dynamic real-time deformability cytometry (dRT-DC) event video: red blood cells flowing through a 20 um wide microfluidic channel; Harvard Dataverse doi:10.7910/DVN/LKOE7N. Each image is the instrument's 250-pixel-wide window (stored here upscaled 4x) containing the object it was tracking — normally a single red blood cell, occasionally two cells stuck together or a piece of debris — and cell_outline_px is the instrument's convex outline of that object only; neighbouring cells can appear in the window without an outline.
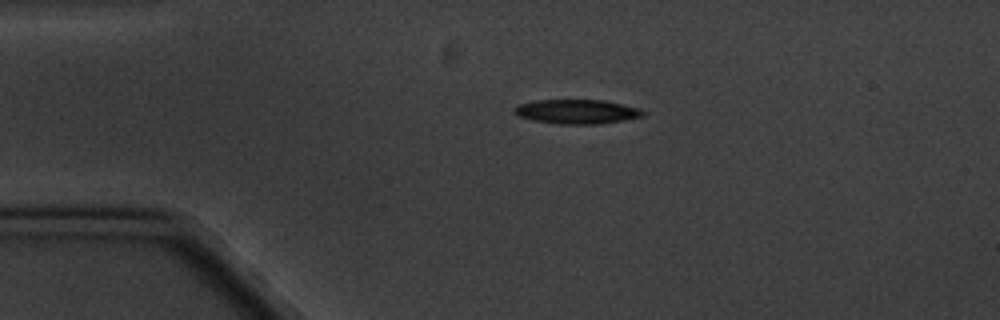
{"species": "common noctule bat (a hibernating species)", "species_latin": "Nyctalus noctula", "temperature_condition": "cold", "stored_images_in_passage": 2, "camera_frame_rate_fps": 3000, "um_per_image_px": 0.085, "animal": {"sex": "male", "body_mass_g": 20.1, "forearm_length_mm": 53.5}, "frame": {"image": 1, "passage_image": 1, "time_ms": 0.0, "image_size_px": [1000, 320], "cell_outline_px": [[644, 116], [624, 120], [600, 124], [560, 124], [532, 120], [520, 116], [512, 112], [512, 108], [516, 104], [536, 100], [604, 100], [640, 108], [644, 112]], "centroid_in_image_um": [49.0, 9.48], "position_along_channel_um": 36.0, "area_um2": 18.38}}